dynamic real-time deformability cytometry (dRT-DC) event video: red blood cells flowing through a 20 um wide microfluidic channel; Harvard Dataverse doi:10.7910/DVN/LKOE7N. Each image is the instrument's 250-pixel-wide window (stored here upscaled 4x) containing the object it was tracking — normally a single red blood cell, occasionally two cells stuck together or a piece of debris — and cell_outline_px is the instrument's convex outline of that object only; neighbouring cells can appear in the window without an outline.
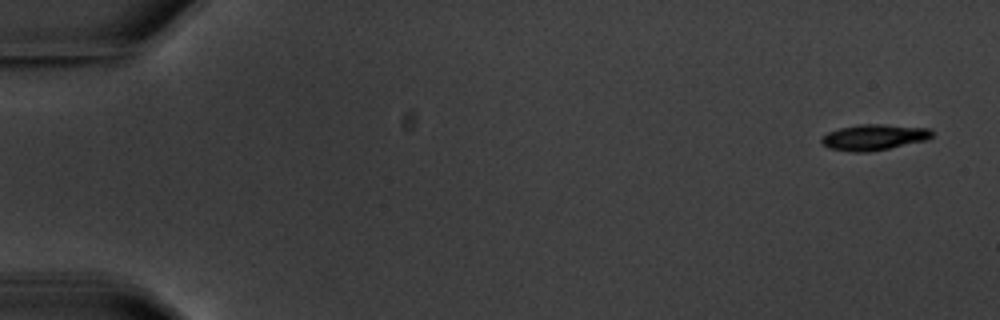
{"species": "common noctule bat (a hibernating species)", "species_latin": "Nyctalus noctula", "temperature_condition": "warm", "stored_images_in_passage": 5, "camera_frame_rate_fps": 3000, "um_per_image_px": 0.085, "animal": {"sex": "male", "body_mass_g": 20.1, "forearm_length_mm": 53.5}, "frame": {"image": 1, "passage_image": 1, "time_ms": 0.0, "image_size_px": [1000, 320], "cell_outline_px": [[936, 132], [928, 140], [868, 152], [852, 152], [828, 148], [820, 140], [820, 136], [828, 132], [840, 128], [860, 124], [880, 124], [932, 128]], "centroid_in_image_um": [74.32, 11.66], "position_along_channel_um": 10.7, "area_um2": 16.82}}
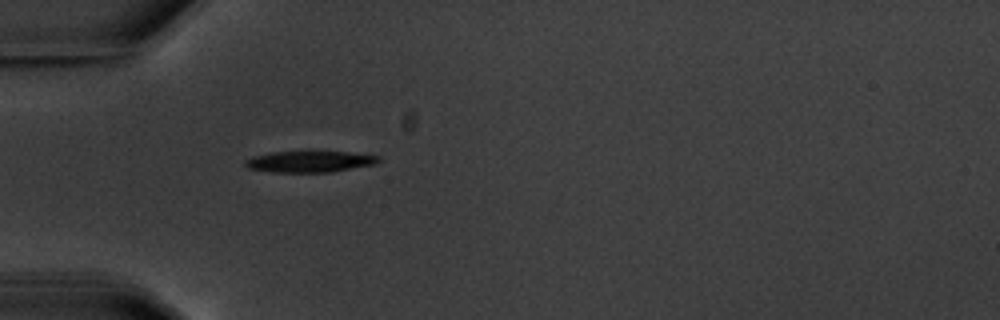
{"frame": {"image": 2, "passage_image": 5, "time_ms": 5.333, "image_size_px": [1000, 320], "cell_outline_px": [[380, 160], [376, 164], [332, 172], [272, 172], [248, 168], [244, 164], [244, 160], [252, 156], [272, 152], [348, 152], [380, 156]], "centroid_in_image_um": [26.32, 13.74], "position_along_channel_um": 58.7, "area_um2": 16.47}}